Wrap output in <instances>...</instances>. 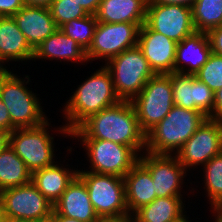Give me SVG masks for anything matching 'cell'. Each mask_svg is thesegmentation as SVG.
Listing matches in <instances>:
<instances>
[{"label":"cell","instance_id":"cell-3","mask_svg":"<svg viewBox=\"0 0 222 222\" xmlns=\"http://www.w3.org/2000/svg\"><path fill=\"white\" fill-rule=\"evenodd\" d=\"M0 72V99L7 107L11 123L16 128L36 127L49 118L43 110L39 94L30 89V75H17L18 72ZM28 85V86H27ZM44 111V112H43ZM47 116V117H46Z\"/></svg>","mask_w":222,"mask_h":222},{"label":"cell","instance_id":"cell-9","mask_svg":"<svg viewBox=\"0 0 222 222\" xmlns=\"http://www.w3.org/2000/svg\"><path fill=\"white\" fill-rule=\"evenodd\" d=\"M131 102L139 125L147 134L174 106L171 77L168 74H155Z\"/></svg>","mask_w":222,"mask_h":222},{"label":"cell","instance_id":"cell-35","mask_svg":"<svg viewBox=\"0 0 222 222\" xmlns=\"http://www.w3.org/2000/svg\"><path fill=\"white\" fill-rule=\"evenodd\" d=\"M213 119L222 121V88L214 92Z\"/></svg>","mask_w":222,"mask_h":222},{"label":"cell","instance_id":"cell-2","mask_svg":"<svg viewBox=\"0 0 222 222\" xmlns=\"http://www.w3.org/2000/svg\"><path fill=\"white\" fill-rule=\"evenodd\" d=\"M100 67L77 86L62 106L63 113H60L70 133L92 114L121 101L115 92L110 71L105 65Z\"/></svg>","mask_w":222,"mask_h":222},{"label":"cell","instance_id":"cell-27","mask_svg":"<svg viewBox=\"0 0 222 222\" xmlns=\"http://www.w3.org/2000/svg\"><path fill=\"white\" fill-rule=\"evenodd\" d=\"M201 169V185L202 190H205L206 199L208 198L207 203L211 205V209L222 208V152L210 159Z\"/></svg>","mask_w":222,"mask_h":222},{"label":"cell","instance_id":"cell-25","mask_svg":"<svg viewBox=\"0 0 222 222\" xmlns=\"http://www.w3.org/2000/svg\"><path fill=\"white\" fill-rule=\"evenodd\" d=\"M185 199L186 197H156L151 203L136 210L131 218L133 222H174L189 212L185 209Z\"/></svg>","mask_w":222,"mask_h":222},{"label":"cell","instance_id":"cell-43","mask_svg":"<svg viewBox=\"0 0 222 222\" xmlns=\"http://www.w3.org/2000/svg\"><path fill=\"white\" fill-rule=\"evenodd\" d=\"M187 215H188V217H187ZM189 216L190 215L186 213L180 219H178V220H176L174 222H192L191 220H189Z\"/></svg>","mask_w":222,"mask_h":222},{"label":"cell","instance_id":"cell-21","mask_svg":"<svg viewBox=\"0 0 222 222\" xmlns=\"http://www.w3.org/2000/svg\"><path fill=\"white\" fill-rule=\"evenodd\" d=\"M61 161L59 158V161L57 160L53 165L33 172L31 177V182L53 205L78 175L77 168L73 169V166L71 168Z\"/></svg>","mask_w":222,"mask_h":222},{"label":"cell","instance_id":"cell-23","mask_svg":"<svg viewBox=\"0 0 222 222\" xmlns=\"http://www.w3.org/2000/svg\"><path fill=\"white\" fill-rule=\"evenodd\" d=\"M123 179L126 205L130 216L156 198L152 176L140 162Z\"/></svg>","mask_w":222,"mask_h":222},{"label":"cell","instance_id":"cell-20","mask_svg":"<svg viewBox=\"0 0 222 222\" xmlns=\"http://www.w3.org/2000/svg\"><path fill=\"white\" fill-rule=\"evenodd\" d=\"M12 17L33 49L58 29L49 8L24 5Z\"/></svg>","mask_w":222,"mask_h":222},{"label":"cell","instance_id":"cell-6","mask_svg":"<svg viewBox=\"0 0 222 222\" xmlns=\"http://www.w3.org/2000/svg\"><path fill=\"white\" fill-rule=\"evenodd\" d=\"M84 181L95 213L101 221L122 220L129 215L123 177L78 171Z\"/></svg>","mask_w":222,"mask_h":222},{"label":"cell","instance_id":"cell-40","mask_svg":"<svg viewBox=\"0 0 222 222\" xmlns=\"http://www.w3.org/2000/svg\"><path fill=\"white\" fill-rule=\"evenodd\" d=\"M208 211L213 214V222H222V208L210 209Z\"/></svg>","mask_w":222,"mask_h":222},{"label":"cell","instance_id":"cell-19","mask_svg":"<svg viewBox=\"0 0 222 222\" xmlns=\"http://www.w3.org/2000/svg\"><path fill=\"white\" fill-rule=\"evenodd\" d=\"M211 54L207 33L195 31L177 43L174 72L195 75Z\"/></svg>","mask_w":222,"mask_h":222},{"label":"cell","instance_id":"cell-46","mask_svg":"<svg viewBox=\"0 0 222 222\" xmlns=\"http://www.w3.org/2000/svg\"><path fill=\"white\" fill-rule=\"evenodd\" d=\"M38 222H54V210H53L52 216L50 218L45 219V220H41Z\"/></svg>","mask_w":222,"mask_h":222},{"label":"cell","instance_id":"cell-36","mask_svg":"<svg viewBox=\"0 0 222 222\" xmlns=\"http://www.w3.org/2000/svg\"><path fill=\"white\" fill-rule=\"evenodd\" d=\"M88 14L95 15L101 0H76Z\"/></svg>","mask_w":222,"mask_h":222},{"label":"cell","instance_id":"cell-16","mask_svg":"<svg viewBox=\"0 0 222 222\" xmlns=\"http://www.w3.org/2000/svg\"><path fill=\"white\" fill-rule=\"evenodd\" d=\"M137 46L155 74L174 72L177 42L144 23L139 30Z\"/></svg>","mask_w":222,"mask_h":222},{"label":"cell","instance_id":"cell-10","mask_svg":"<svg viewBox=\"0 0 222 222\" xmlns=\"http://www.w3.org/2000/svg\"><path fill=\"white\" fill-rule=\"evenodd\" d=\"M139 162L152 176L156 197H184L185 194L188 196L194 193L195 188L190 189V186L188 192L183 190L189 172L180 164L176 155L144 151L139 156Z\"/></svg>","mask_w":222,"mask_h":222},{"label":"cell","instance_id":"cell-17","mask_svg":"<svg viewBox=\"0 0 222 222\" xmlns=\"http://www.w3.org/2000/svg\"><path fill=\"white\" fill-rule=\"evenodd\" d=\"M37 59H41V61L48 60L49 62L56 60L61 64L63 62L64 65L69 62L78 65L80 63L85 66L89 64L86 50L59 28L35 47L32 62H36Z\"/></svg>","mask_w":222,"mask_h":222},{"label":"cell","instance_id":"cell-34","mask_svg":"<svg viewBox=\"0 0 222 222\" xmlns=\"http://www.w3.org/2000/svg\"><path fill=\"white\" fill-rule=\"evenodd\" d=\"M0 128L9 131L10 133L16 128L11 123V118L7 107L4 105L0 99Z\"/></svg>","mask_w":222,"mask_h":222},{"label":"cell","instance_id":"cell-13","mask_svg":"<svg viewBox=\"0 0 222 222\" xmlns=\"http://www.w3.org/2000/svg\"><path fill=\"white\" fill-rule=\"evenodd\" d=\"M5 218L38 222L53 213L51 204L30 182L0 191Z\"/></svg>","mask_w":222,"mask_h":222},{"label":"cell","instance_id":"cell-18","mask_svg":"<svg viewBox=\"0 0 222 222\" xmlns=\"http://www.w3.org/2000/svg\"><path fill=\"white\" fill-rule=\"evenodd\" d=\"M53 210L62 216L81 222H100L89 198L84 181L77 175L53 205Z\"/></svg>","mask_w":222,"mask_h":222},{"label":"cell","instance_id":"cell-29","mask_svg":"<svg viewBox=\"0 0 222 222\" xmlns=\"http://www.w3.org/2000/svg\"><path fill=\"white\" fill-rule=\"evenodd\" d=\"M97 23L95 15L89 14L83 18L71 20L61 25L59 29L87 51L92 44Z\"/></svg>","mask_w":222,"mask_h":222},{"label":"cell","instance_id":"cell-47","mask_svg":"<svg viewBox=\"0 0 222 222\" xmlns=\"http://www.w3.org/2000/svg\"><path fill=\"white\" fill-rule=\"evenodd\" d=\"M6 70H9L8 66H5L1 61H0V72H4Z\"/></svg>","mask_w":222,"mask_h":222},{"label":"cell","instance_id":"cell-12","mask_svg":"<svg viewBox=\"0 0 222 222\" xmlns=\"http://www.w3.org/2000/svg\"><path fill=\"white\" fill-rule=\"evenodd\" d=\"M222 152V121L207 118L175 154L189 172Z\"/></svg>","mask_w":222,"mask_h":222},{"label":"cell","instance_id":"cell-8","mask_svg":"<svg viewBox=\"0 0 222 222\" xmlns=\"http://www.w3.org/2000/svg\"><path fill=\"white\" fill-rule=\"evenodd\" d=\"M84 149L88 169L98 174L124 177L138 162L139 154L129 146L101 139H75Z\"/></svg>","mask_w":222,"mask_h":222},{"label":"cell","instance_id":"cell-14","mask_svg":"<svg viewBox=\"0 0 222 222\" xmlns=\"http://www.w3.org/2000/svg\"><path fill=\"white\" fill-rule=\"evenodd\" d=\"M145 23L177 43L195 32L192 9L183 5L147 3Z\"/></svg>","mask_w":222,"mask_h":222},{"label":"cell","instance_id":"cell-37","mask_svg":"<svg viewBox=\"0 0 222 222\" xmlns=\"http://www.w3.org/2000/svg\"><path fill=\"white\" fill-rule=\"evenodd\" d=\"M148 3L177 4L192 7V5L195 3V0H148Z\"/></svg>","mask_w":222,"mask_h":222},{"label":"cell","instance_id":"cell-5","mask_svg":"<svg viewBox=\"0 0 222 222\" xmlns=\"http://www.w3.org/2000/svg\"><path fill=\"white\" fill-rule=\"evenodd\" d=\"M207 118L201 111L174 105L170 112L146 134L145 151L175 155Z\"/></svg>","mask_w":222,"mask_h":222},{"label":"cell","instance_id":"cell-26","mask_svg":"<svg viewBox=\"0 0 222 222\" xmlns=\"http://www.w3.org/2000/svg\"><path fill=\"white\" fill-rule=\"evenodd\" d=\"M32 173L8 145L0 152V191L31 182Z\"/></svg>","mask_w":222,"mask_h":222},{"label":"cell","instance_id":"cell-33","mask_svg":"<svg viewBox=\"0 0 222 222\" xmlns=\"http://www.w3.org/2000/svg\"><path fill=\"white\" fill-rule=\"evenodd\" d=\"M207 35L212 53L222 56V25L210 30Z\"/></svg>","mask_w":222,"mask_h":222},{"label":"cell","instance_id":"cell-24","mask_svg":"<svg viewBox=\"0 0 222 222\" xmlns=\"http://www.w3.org/2000/svg\"><path fill=\"white\" fill-rule=\"evenodd\" d=\"M148 0H101L95 14L98 22L145 23Z\"/></svg>","mask_w":222,"mask_h":222},{"label":"cell","instance_id":"cell-45","mask_svg":"<svg viewBox=\"0 0 222 222\" xmlns=\"http://www.w3.org/2000/svg\"><path fill=\"white\" fill-rule=\"evenodd\" d=\"M3 222H31V221L15 220V219H10V218H5Z\"/></svg>","mask_w":222,"mask_h":222},{"label":"cell","instance_id":"cell-15","mask_svg":"<svg viewBox=\"0 0 222 222\" xmlns=\"http://www.w3.org/2000/svg\"><path fill=\"white\" fill-rule=\"evenodd\" d=\"M174 105L189 110L201 111L213 119L214 92L195 75L172 72Z\"/></svg>","mask_w":222,"mask_h":222},{"label":"cell","instance_id":"cell-4","mask_svg":"<svg viewBox=\"0 0 222 222\" xmlns=\"http://www.w3.org/2000/svg\"><path fill=\"white\" fill-rule=\"evenodd\" d=\"M50 120L36 127L15 128L9 135V146L31 173L53 165L60 158L56 156L58 150L54 149L55 138L50 131L70 138V132L64 124L53 128Z\"/></svg>","mask_w":222,"mask_h":222},{"label":"cell","instance_id":"cell-41","mask_svg":"<svg viewBox=\"0 0 222 222\" xmlns=\"http://www.w3.org/2000/svg\"><path fill=\"white\" fill-rule=\"evenodd\" d=\"M54 222H81V221H78L77 219L68 218V217L59 215L54 211Z\"/></svg>","mask_w":222,"mask_h":222},{"label":"cell","instance_id":"cell-39","mask_svg":"<svg viewBox=\"0 0 222 222\" xmlns=\"http://www.w3.org/2000/svg\"><path fill=\"white\" fill-rule=\"evenodd\" d=\"M10 132L0 128V152L9 145Z\"/></svg>","mask_w":222,"mask_h":222},{"label":"cell","instance_id":"cell-44","mask_svg":"<svg viewBox=\"0 0 222 222\" xmlns=\"http://www.w3.org/2000/svg\"><path fill=\"white\" fill-rule=\"evenodd\" d=\"M100 222H133V220L131 217H129L122 220H106V221H100Z\"/></svg>","mask_w":222,"mask_h":222},{"label":"cell","instance_id":"cell-30","mask_svg":"<svg viewBox=\"0 0 222 222\" xmlns=\"http://www.w3.org/2000/svg\"><path fill=\"white\" fill-rule=\"evenodd\" d=\"M49 10L58 28L71 20L89 15L76 0H53Z\"/></svg>","mask_w":222,"mask_h":222},{"label":"cell","instance_id":"cell-31","mask_svg":"<svg viewBox=\"0 0 222 222\" xmlns=\"http://www.w3.org/2000/svg\"><path fill=\"white\" fill-rule=\"evenodd\" d=\"M195 77L205 83L213 92L222 88V56L212 53Z\"/></svg>","mask_w":222,"mask_h":222},{"label":"cell","instance_id":"cell-42","mask_svg":"<svg viewBox=\"0 0 222 222\" xmlns=\"http://www.w3.org/2000/svg\"><path fill=\"white\" fill-rule=\"evenodd\" d=\"M4 219H5V215H4L3 203L0 197V222H3Z\"/></svg>","mask_w":222,"mask_h":222},{"label":"cell","instance_id":"cell-22","mask_svg":"<svg viewBox=\"0 0 222 222\" xmlns=\"http://www.w3.org/2000/svg\"><path fill=\"white\" fill-rule=\"evenodd\" d=\"M34 49L27 42L12 16L0 17V61L6 66L13 62H31ZM12 62V63H10Z\"/></svg>","mask_w":222,"mask_h":222},{"label":"cell","instance_id":"cell-32","mask_svg":"<svg viewBox=\"0 0 222 222\" xmlns=\"http://www.w3.org/2000/svg\"><path fill=\"white\" fill-rule=\"evenodd\" d=\"M23 6V0H0V17L13 16Z\"/></svg>","mask_w":222,"mask_h":222},{"label":"cell","instance_id":"cell-28","mask_svg":"<svg viewBox=\"0 0 222 222\" xmlns=\"http://www.w3.org/2000/svg\"><path fill=\"white\" fill-rule=\"evenodd\" d=\"M191 9L195 31L208 33L222 25V0H195Z\"/></svg>","mask_w":222,"mask_h":222},{"label":"cell","instance_id":"cell-1","mask_svg":"<svg viewBox=\"0 0 222 222\" xmlns=\"http://www.w3.org/2000/svg\"><path fill=\"white\" fill-rule=\"evenodd\" d=\"M70 138L108 140L132 147L139 155L146 145V134L131 101H120L92 114L70 133Z\"/></svg>","mask_w":222,"mask_h":222},{"label":"cell","instance_id":"cell-11","mask_svg":"<svg viewBox=\"0 0 222 222\" xmlns=\"http://www.w3.org/2000/svg\"><path fill=\"white\" fill-rule=\"evenodd\" d=\"M144 23H105L98 22L93 41L86 56L89 63L102 61L105 64L124 50L137 45L140 27ZM104 60V61H103Z\"/></svg>","mask_w":222,"mask_h":222},{"label":"cell","instance_id":"cell-7","mask_svg":"<svg viewBox=\"0 0 222 222\" xmlns=\"http://www.w3.org/2000/svg\"><path fill=\"white\" fill-rule=\"evenodd\" d=\"M104 65L112 75L115 92L121 101H132L155 75L137 45L124 50Z\"/></svg>","mask_w":222,"mask_h":222},{"label":"cell","instance_id":"cell-38","mask_svg":"<svg viewBox=\"0 0 222 222\" xmlns=\"http://www.w3.org/2000/svg\"><path fill=\"white\" fill-rule=\"evenodd\" d=\"M53 0H23L26 6H36L49 8Z\"/></svg>","mask_w":222,"mask_h":222}]
</instances>
